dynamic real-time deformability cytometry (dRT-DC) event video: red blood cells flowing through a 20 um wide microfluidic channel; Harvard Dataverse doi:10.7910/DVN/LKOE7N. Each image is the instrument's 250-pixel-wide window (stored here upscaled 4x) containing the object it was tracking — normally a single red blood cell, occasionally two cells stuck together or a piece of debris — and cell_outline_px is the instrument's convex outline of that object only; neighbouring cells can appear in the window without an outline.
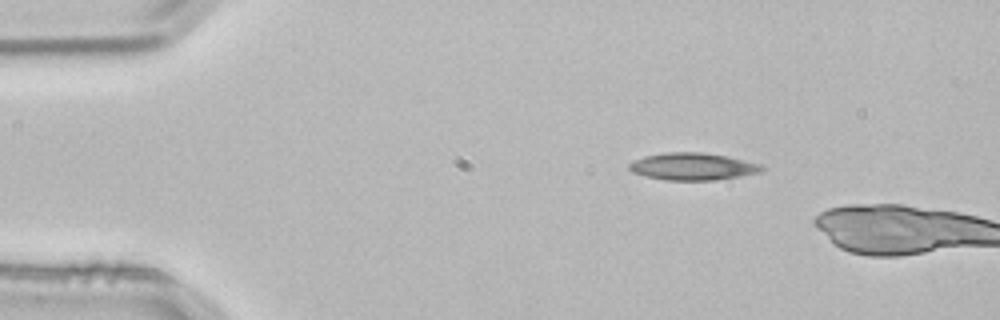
{"species": "common noctule bat (a hibernating species)", "species_latin": "Nyctalus noctula", "temperature_condition": "room temperature", "stored_images_in_passage": 2, "camera_frame_rate_fps": 3000, "um_per_image_px": 0.085, "animal": {"sex": "male", "body_mass_g": 21.5, "forearm_length_mm": 52.0}, "frame": {"image": 1, "passage_image": 1, "time_ms": 0.0, "image_size_px": [1000, 320], "cell_outline_px": [[764, 168], [760, 172], [740, 176], [712, 180], [664, 180], [644, 176], [632, 172], [628, 168], [628, 164], [644, 156], [664, 152], [704, 152], [728, 156], [760, 164]], "centroid_in_image_um": [58.85, 14.14], "position_along_channel_um": 26.2, "area_um2": 21.04}}